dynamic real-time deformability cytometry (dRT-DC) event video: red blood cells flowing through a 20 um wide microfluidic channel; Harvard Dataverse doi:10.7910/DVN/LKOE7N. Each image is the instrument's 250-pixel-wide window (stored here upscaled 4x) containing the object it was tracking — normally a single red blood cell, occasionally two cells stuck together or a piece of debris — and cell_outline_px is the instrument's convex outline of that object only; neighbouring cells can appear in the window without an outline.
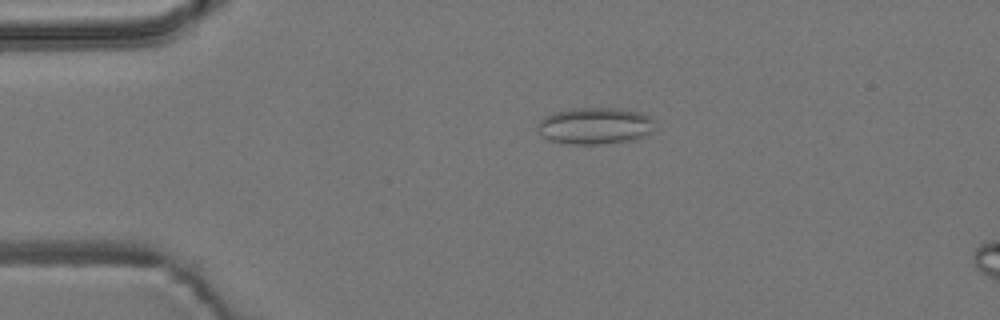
{"species": "common noctule bat (a hibernating species)", "species_latin": "Nyctalus noctula", "temperature_condition": "room temperature", "stored_images_in_passage": 17, "camera_frame_rate_fps": 3000, "um_per_image_px": 0.085, "animal": {"sex": "male", "body_mass_g": 19.2, "forearm_length_mm": 51.8}, "frame": {"image": 1, "passage_image": 12, "time_ms": 3.667, "image_size_px": [1000, 320], "cell_outline_px": [[652, 132], [628, 140], [600, 144], [568, 144], [548, 140], [536, 128], [536, 124], [544, 116], [552, 112], [572, 108], [616, 108], [640, 112], [652, 116]], "centroid_in_image_um": [50.51, 10.68], "position_along_channel_um": 34.5, "area_um2": 25.03}}